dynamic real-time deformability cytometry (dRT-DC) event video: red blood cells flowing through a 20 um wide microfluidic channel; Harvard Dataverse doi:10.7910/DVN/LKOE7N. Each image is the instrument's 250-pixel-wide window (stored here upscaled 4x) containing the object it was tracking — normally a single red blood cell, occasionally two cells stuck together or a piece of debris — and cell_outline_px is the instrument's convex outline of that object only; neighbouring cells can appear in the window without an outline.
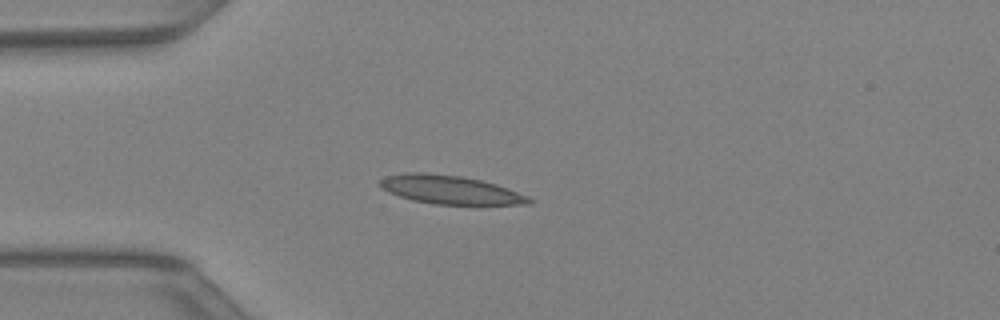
{"species": "Egyptian fruit bat (a non-hibernating species)", "species_latin": "Rousettus aegyptiacus", "temperature_condition": "warm", "stored_images_in_passage": 37, "camera_frame_rate_fps": 3000, "um_per_image_px": 0.085, "animal": {"sex": "female"}, "frame": {"image": 1, "passage_image": 8, "time_ms": 2.333, "image_size_px": [1000, 320], "cell_outline_px": [[532, 204], [432, 204], [412, 200], [388, 192], [380, 188], [380, 180], [384, 176], [404, 172], [424, 172], [460, 176], [480, 180], [496, 184], [528, 196], [532, 200]], "centroid_in_image_um": [38.21, 16.12], "position_along_channel_um": 46.8, "area_um2": 24.74}}
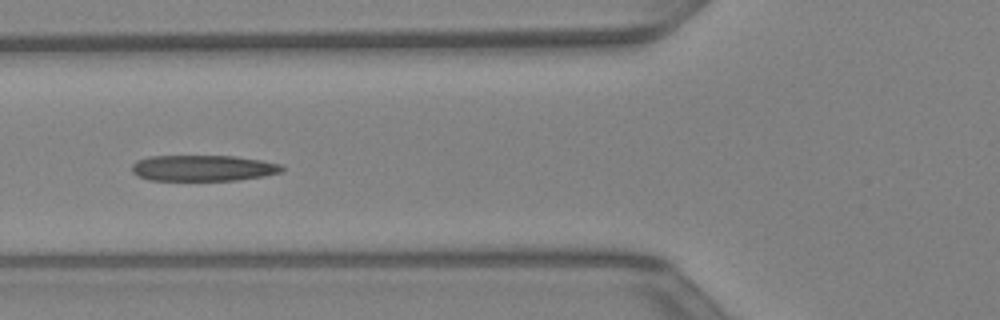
{"frame": {"image": 2, "passage_image": 13, "time_ms": 4.0, "image_size_px": [1000, 320], "cell_outline_px": [[284, 172], [264, 176], [236, 180], [148, 180], [136, 176], [132, 172], [132, 164], [136, 160], [152, 156], [236, 156], [260, 160], [280, 164], [284, 168]], "centroid_in_image_um": [17.25, 14.29], "position_along_channel_um": 108.6, "area_um2": 22.83}}
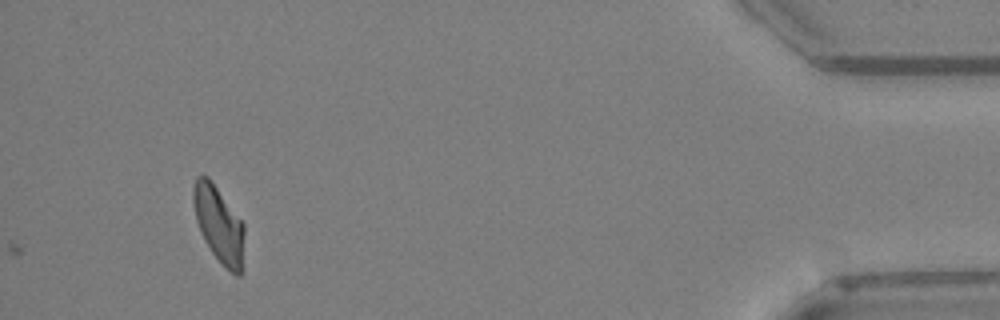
{"frame": {"image": 3, "passage_image": 37, "time_ms": 12.0, "image_size_px": [1000, 320], "cell_outline_px": [[244, 272], [240, 276], [236, 276], [212, 252], [204, 240], [200, 232], [196, 220], [192, 200], [192, 188], [196, 176], [208, 176], [244, 224]], "centroid_in_image_um": [18.61, 19.09], "position_along_channel_um": 416.6, "area_um2": 22.77}}